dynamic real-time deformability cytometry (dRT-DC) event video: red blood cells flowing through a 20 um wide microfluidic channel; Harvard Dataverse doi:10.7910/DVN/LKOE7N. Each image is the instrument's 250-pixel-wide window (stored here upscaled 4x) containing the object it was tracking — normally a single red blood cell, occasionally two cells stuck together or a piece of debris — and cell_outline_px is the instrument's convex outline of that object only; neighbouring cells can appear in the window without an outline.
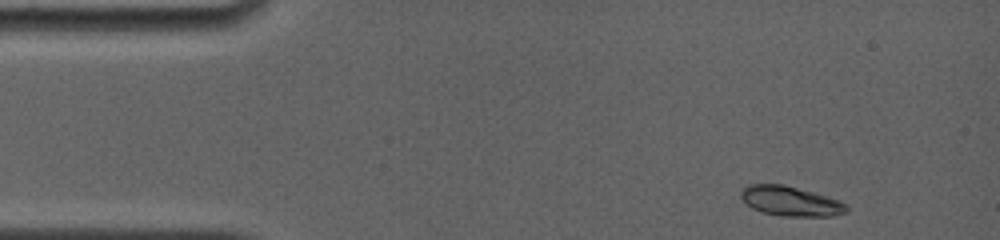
{"species": "common noctule bat (a hibernating species)", "species_latin": "Nyctalus noctula", "temperature_condition": "room temperature", "stored_images_in_passage": 24, "camera_frame_rate_fps": 4000, "um_per_image_px": 0.085, "animal": {"sex": "female", "body_mass_g": 19.0, "forearm_length_mm": 56.7}, "frame": {"image": 1, "passage_image": 1, "time_ms": 0.0, "image_size_px": [1000, 240], "cell_outline_px": [[848, 212], [832, 216], [780, 216], [764, 212], [752, 208], [740, 196], [740, 192], [748, 184], [784, 184], [828, 196], [848, 204]], "centroid_in_image_um": [67.23, 17.09], "position_along_channel_um": 17.8, "area_um2": 18.32}}
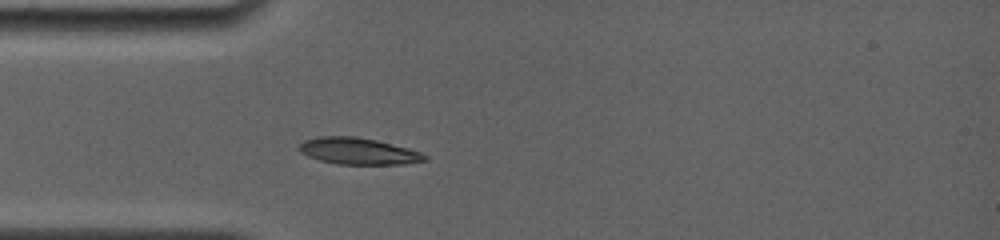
{"frame": {"image": 2, "passage_image": 23, "time_ms": 3.0, "image_size_px": [1000, 240], "cell_outline_px": [[428, 160], [400, 164], [336, 164], [320, 160], [308, 156], [300, 152], [300, 144], [304, 140], [316, 136], [352, 136], [376, 140], [408, 148], [420, 152], [428, 156]], "centroid_in_image_um": [30.44, 12.84], "position_along_channel_um": 54.6, "area_um2": 19.36}}